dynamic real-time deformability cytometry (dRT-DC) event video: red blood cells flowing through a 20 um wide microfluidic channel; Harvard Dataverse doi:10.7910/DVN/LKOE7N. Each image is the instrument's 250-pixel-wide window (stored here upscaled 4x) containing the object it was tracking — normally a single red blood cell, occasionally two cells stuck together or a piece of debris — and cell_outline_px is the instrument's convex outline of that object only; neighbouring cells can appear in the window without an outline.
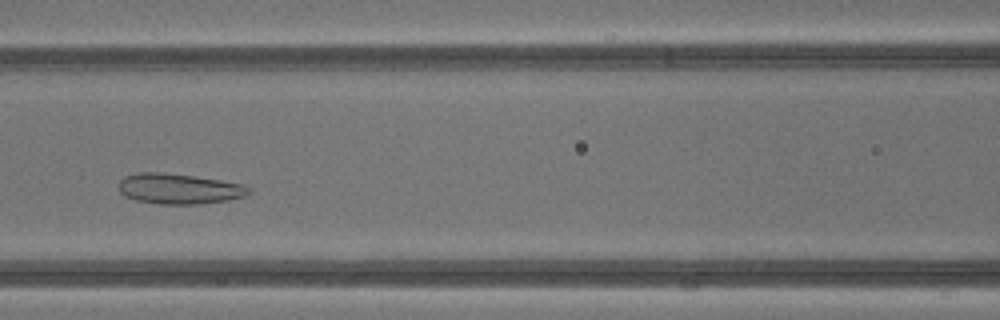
{"species": "common noctule bat (a hibernating species)", "species_latin": "Nyctalus noctula", "temperature_condition": "warm", "stored_images_in_passage": 33, "camera_frame_rate_fps": 3000, "um_per_image_px": 0.085, "animal": {"sex": "male", "body_mass_g": 13.3}, "frame": {"image": 1, "passage_image": 12, "time_ms": 3.667, "image_size_px": [1000, 320], "cell_outline_px": [[252, 192], [248, 196], [228, 200], [196, 204], [160, 204], [136, 200], [124, 196], [120, 192], [120, 180], [124, 176], [140, 172], [156, 172], [192, 176], [220, 180], [244, 184], [252, 188]], "centroid_in_image_um": [15.27, 16.05], "position_along_channel_um": 151.3, "area_um2": 23.06}}
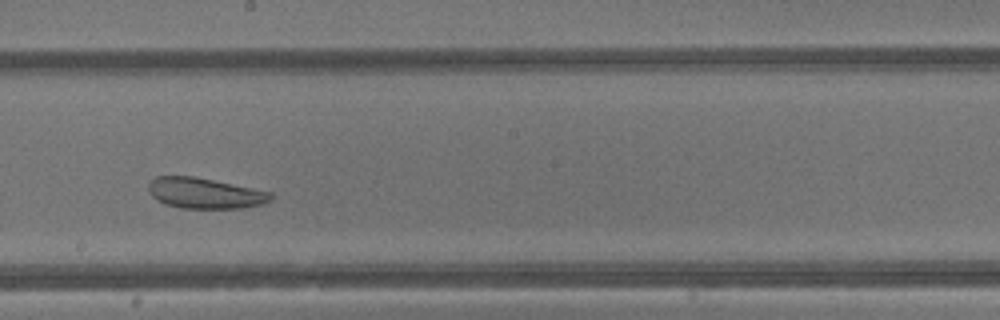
{"frame": {"image": 2, "passage_image": 17, "time_ms": 5.333, "image_size_px": [1000, 320], "cell_outline_px": [[272, 196], [268, 200], [260, 204], [244, 208], [180, 208], [164, 204], [156, 200], [152, 196], [148, 188], [148, 184], [156, 176], [196, 176], [272, 192]], "centroid_in_image_um": [17.37, 16.41], "position_along_channel_um": 230.8, "area_um2": 21.85}}
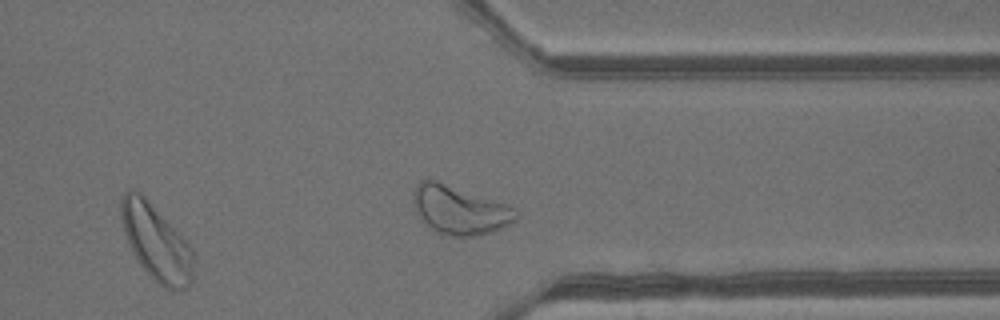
{"frame": {"image": 3, "passage_image": 26, "time_ms": 8.333, "image_size_px": [1000, 320], "cell_outline_px": [[192, 280], [188, 288], [180, 292], [172, 292], [164, 288], [144, 268], [136, 256], [124, 232], [120, 216], [120, 200], [124, 192], [128, 188], [132, 188], [140, 192], [180, 232], [188, 244], [192, 252]], "centroid_in_image_um": [13.28, 20.58], "position_along_channel_um": 398.1, "area_um2": 31.79}, "authors_computed_cell_mechanics": {"area_um2": 25.8366, "velocity_mm_per_s": 4.7861, "shape_relaxation_time_tau1_ms": null, "shape_relaxation_time_tau2_ms": 1.6309, "deformation_change_tau1": null, "deformation_change_tau2": 0.0893}}